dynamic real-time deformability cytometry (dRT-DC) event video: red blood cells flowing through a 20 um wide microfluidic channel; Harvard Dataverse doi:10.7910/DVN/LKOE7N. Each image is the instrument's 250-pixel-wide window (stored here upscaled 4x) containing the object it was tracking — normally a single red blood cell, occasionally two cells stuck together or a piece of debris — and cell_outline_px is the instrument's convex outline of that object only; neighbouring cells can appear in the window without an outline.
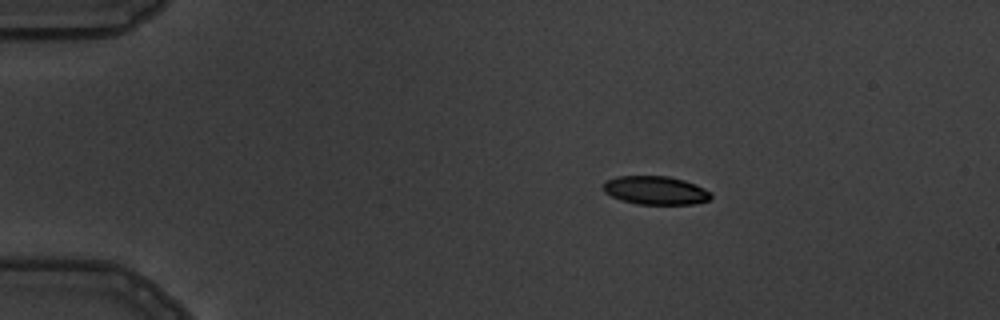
{"species": "common noctule bat (a hibernating species)", "species_latin": "Nyctalus noctula", "temperature_condition": "warm", "stored_images_in_passage": 4, "camera_frame_rate_fps": 3000, "um_per_image_px": 0.085, "animal": {"sex": "male", "body_mass_g": 19.5, "forearm_length_mm": 54.6}, "frame": {"image": 1, "passage_image": 2, "time_ms": 1.333, "image_size_px": [1000, 320], "cell_outline_px": [[712, 196], [708, 200], [692, 204], [636, 204], [620, 200], [604, 192], [604, 180], [616, 176], [668, 176], [684, 180], [696, 184], [712, 192]], "centroid_in_image_um": [55.71, 16.17], "position_along_channel_um": 29.3, "area_um2": 17.98}}